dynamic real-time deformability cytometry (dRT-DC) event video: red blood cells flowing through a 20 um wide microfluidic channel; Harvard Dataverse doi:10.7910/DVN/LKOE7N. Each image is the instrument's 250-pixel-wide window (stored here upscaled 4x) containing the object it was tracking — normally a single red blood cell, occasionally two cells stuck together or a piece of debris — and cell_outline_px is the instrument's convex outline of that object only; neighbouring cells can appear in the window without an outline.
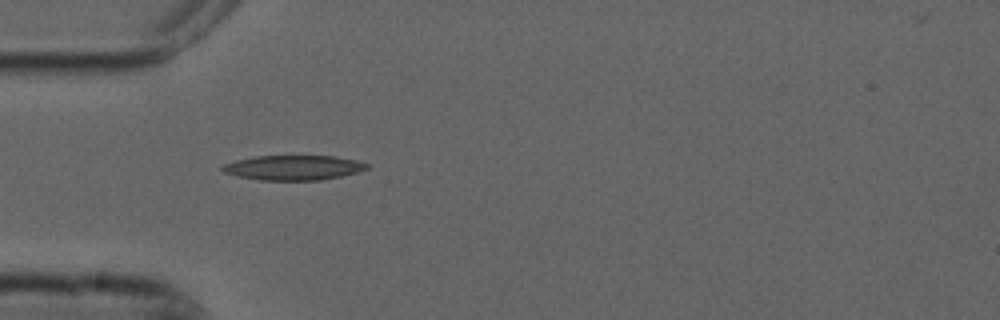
{"species": "common noctule bat (a hibernating species)", "species_latin": "Nyctalus noctula", "temperature_condition": "cold", "stored_images_in_passage": 7, "camera_frame_rate_fps": 3000, "um_per_image_px": 0.085, "animal": {"sex": "male", "forearm_length_mm": 52.5}, "frame": {"image": 1, "passage_image": 4, "time_ms": 1.0, "image_size_px": [1000, 320], "cell_outline_px": [[368, 168], [356, 172], [340, 176], [320, 180], [260, 180], [240, 176], [224, 172], [220, 168], [224, 164], [236, 160], [256, 156], [332, 156], [356, 160], [368, 164]], "centroid_in_image_um": [24.93, 14.24], "position_along_channel_um": 60.1, "area_um2": 20.58}}
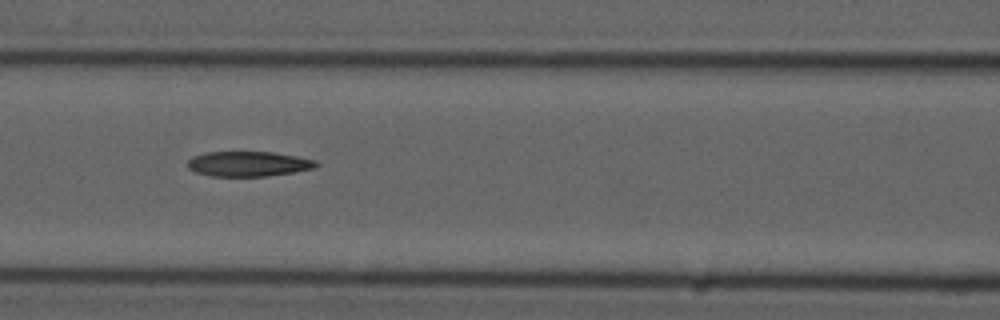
{"frame": {"image": 2, "passage_image": 6, "time_ms": 1.667, "image_size_px": [1000, 320], "cell_outline_px": [[320, 164], [316, 168], [296, 172], [268, 176], [212, 176], [196, 172], [188, 168], [188, 160], [192, 156], [208, 152], [272, 152], [296, 156], [316, 160]], "centroid_in_image_um": [21.16, 13.93], "position_along_channel_um": 145.4, "area_um2": 18.84}}
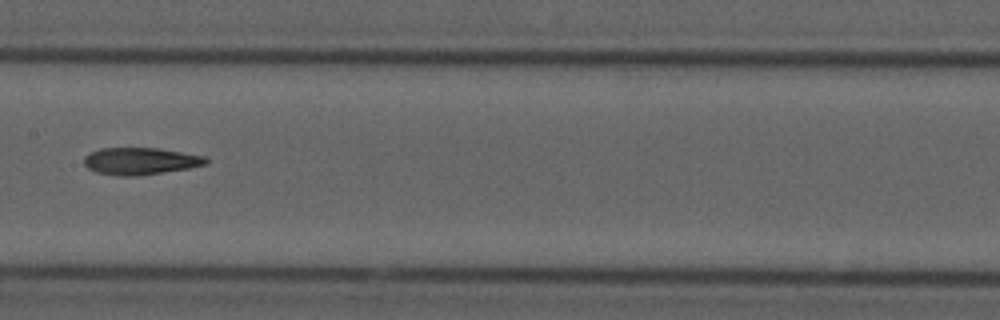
{"frame": {"image": 3, "passage_image": 7, "time_ms": 2.0, "image_size_px": [1000, 320], "cell_outline_px": [[208, 164], [188, 168], [136, 176], [116, 176], [96, 172], [88, 168], [84, 164], [84, 156], [88, 152], [100, 148], [160, 148], [204, 156], [208, 160]], "centroid_in_image_um": [11.89, 13.69], "position_along_channel_um": 195.5, "area_um2": 19.31}}